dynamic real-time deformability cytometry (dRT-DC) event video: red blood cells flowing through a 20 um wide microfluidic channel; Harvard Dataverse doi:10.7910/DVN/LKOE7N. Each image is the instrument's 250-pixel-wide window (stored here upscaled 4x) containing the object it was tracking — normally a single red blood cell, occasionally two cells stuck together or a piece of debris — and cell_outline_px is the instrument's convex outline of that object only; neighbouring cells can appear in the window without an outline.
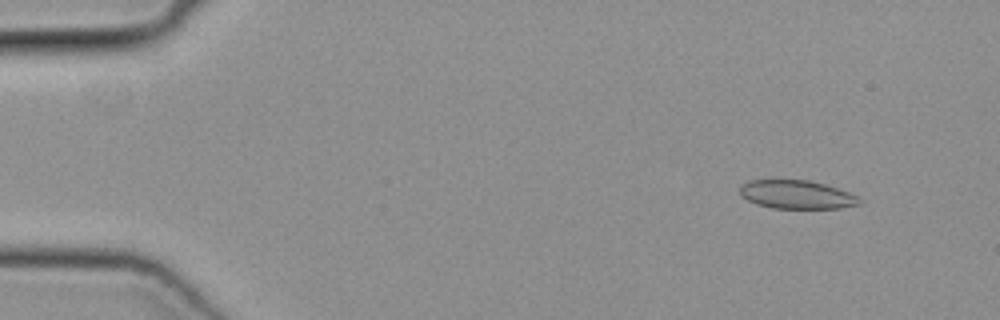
{"species": "common noctule bat (a hibernating species)", "species_latin": "Nyctalus noctula", "temperature_condition": "cold", "stored_images_in_passage": 9, "camera_frame_rate_fps": 3000, "um_per_image_px": 0.085, "animal": {"sex": "female", "body_mass_g": 19.3, "forearm_length_mm": 54.1}, "frame": {"image": 1, "passage_image": 4, "time_ms": 1.0, "image_size_px": [1000, 320], "cell_outline_px": [[860, 204], [840, 208], [772, 208], [756, 204], [748, 200], [740, 192], [740, 184], [748, 180], [808, 180], [824, 184], [848, 192], [856, 196], [860, 200]], "centroid_in_image_um": [67.68, 16.53], "position_along_channel_um": 17.3, "area_um2": 19.65}}